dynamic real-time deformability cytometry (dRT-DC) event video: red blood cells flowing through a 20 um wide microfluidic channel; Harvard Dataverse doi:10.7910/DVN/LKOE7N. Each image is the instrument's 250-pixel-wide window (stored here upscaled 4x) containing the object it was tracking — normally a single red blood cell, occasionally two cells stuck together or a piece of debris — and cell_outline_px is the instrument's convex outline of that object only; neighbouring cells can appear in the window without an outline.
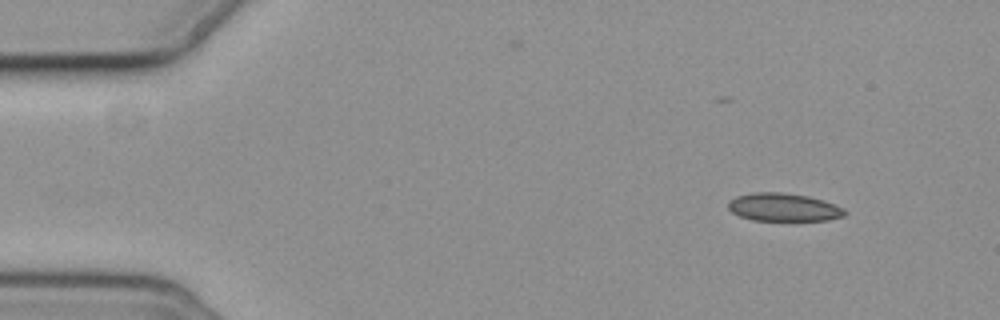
{"species": "common noctule bat (a hibernating species)", "species_latin": "Nyctalus noctula", "temperature_condition": "cold", "stored_images_in_passage": 4, "camera_frame_rate_fps": 3000, "um_per_image_px": 0.085, "animal": {"sex": "female", "body_mass_g": 19.3, "forearm_length_mm": 54.1}, "frame": {"image": 1, "passage_image": 1, "time_ms": 0.0, "image_size_px": [1000, 320], "cell_outline_px": [[848, 212], [844, 216], [828, 220], [752, 220], [740, 216], [732, 212], [728, 208], [728, 200], [736, 196], [752, 192], [780, 192], [808, 196], [844, 208]], "centroid_in_image_um": [66.57, 17.61], "position_along_channel_um": 18.4, "area_um2": 18.96}}
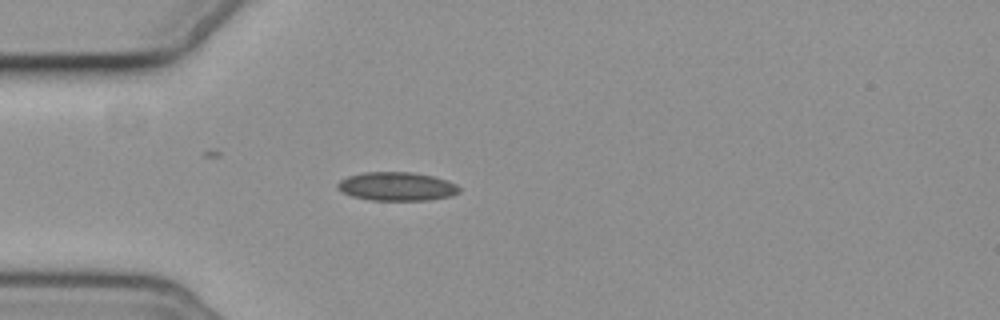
{"frame": {"image": 2, "passage_image": 4, "time_ms": 3.333, "image_size_px": [1000, 320], "cell_outline_px": [[460, 192], [452, 196], [428, 200], [368, 200], [352, 196], [344, 192], [336, 184], [340, 180], [348, 176], [364, 172], [412, 172], [432, 176], [448, 180], [456, 184], [460, 188]], "centroid_in_image_um": [33.76, 15.84], "position_along_channel_um": 51.2, "area_um2": 20.29}}